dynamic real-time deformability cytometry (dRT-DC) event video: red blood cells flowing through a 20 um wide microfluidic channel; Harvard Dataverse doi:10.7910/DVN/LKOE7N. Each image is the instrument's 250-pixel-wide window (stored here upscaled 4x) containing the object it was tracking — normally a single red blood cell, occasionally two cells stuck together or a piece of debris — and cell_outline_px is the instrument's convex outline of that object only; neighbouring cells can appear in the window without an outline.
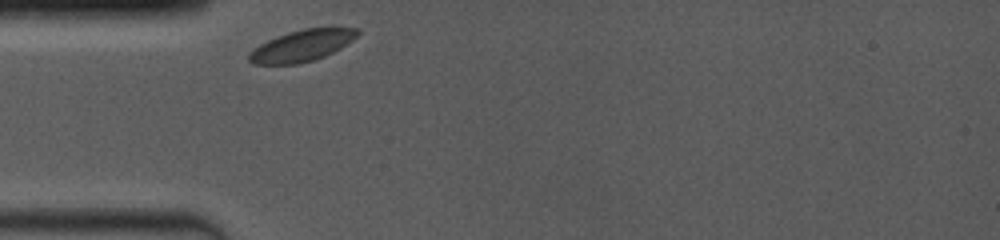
{"species": "common noctule bat (a hibernating species)", "species_latin": "Nyctalus noctula", "temperature_condition": "room temperature", "stored_images_in_passage": 17, "camera_frame_rate_fps": 4000, "um_per_image_px": 0.085, "animal": {"sex": "female", "body_mass_g": 19.0, "forearm_length_mm": 53.3}, "frame": {"image": 1, "passage_image": 1, "time_ms": 0.0, "image_size_px": [1000, 240], "cell_outline_px": [[360, 32], [352, 40], [340, 48], [324, 56], [300, 64], [252, 64], [248, 60], [248, 52], [252, 48], [268, 40], [288, 32], [304, 28], [360, 28]], "centroid_in_image_um": [25.62, 3.89], "position_along_channel_um": 59.4, "area_um2": 19.77}}
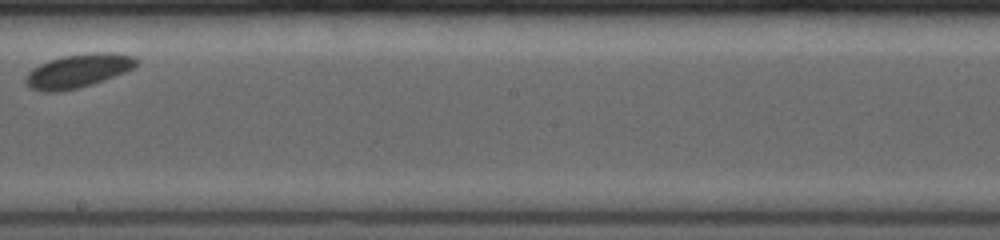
{"frame": {"image": 2, "passage_image": 10, "time_ms": 5.0, "image_size_px": [1000, 240], "cell_outline_px": [[140, 64], [124, 72], [104, 80], [92, 84], [60, 92], [44, 92], [32, 88], [24, 84], [24, 76], [32, 68], [48, 60], [64, 56], [92, 52], [104, 52], [136, 56], [140, 60]], "centroid_in_image_um": [6.63, 6.02], "position_along_channel_um": 241.6, "area_um2": 21.85}}
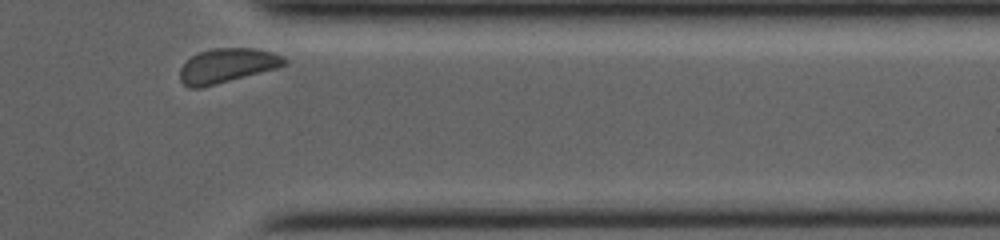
{"frame": {"image": 3, "passage_image": 17, "time_ms": 9.0, "image_size_px": [1000, 240], "cell_outline_px": [[288, 60], [284, 64], [276, 68], [216, 84], [200, 88], [188, 88], [180, 80], [180, 68], [192, 56], [200, 52], [212, 48], [252, 48], [272, 52], [284, 56]], "centroid_in_image_um": [19.29, 5.57], "position_along_channel_um": 392.1, "area_um2": 20.69}, "authors_computed_cell_mechanics": {"area_um2": 20.6924, "velocity_mm_per_s": 3.7192, "shape_relaxation_time_tau1_ms": 0.0373, "shape_relaxation_time_tau2_ms": null, "deformation_change_tau1": 0.0209, "deformation_change_tau2": null}}